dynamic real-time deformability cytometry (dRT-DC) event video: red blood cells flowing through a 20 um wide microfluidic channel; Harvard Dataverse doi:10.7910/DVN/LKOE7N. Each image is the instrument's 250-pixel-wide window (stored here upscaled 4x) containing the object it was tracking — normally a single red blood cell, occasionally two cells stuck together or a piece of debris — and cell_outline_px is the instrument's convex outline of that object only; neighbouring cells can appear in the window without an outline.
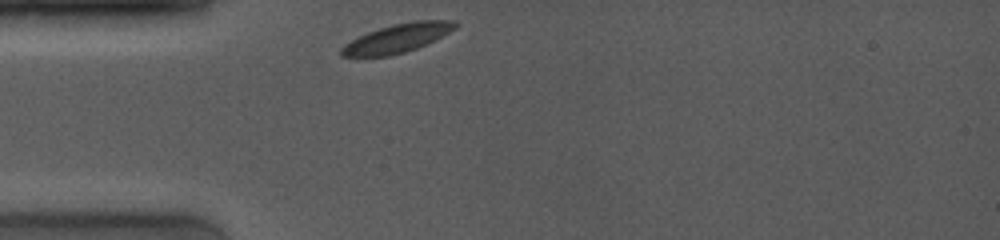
{"species": "common noctule bat (a hibernating species)", "species_latin": "Nyctalus noctula", "temperature_condition": "room temperature", "stored_images_in_passage": 33, "camera_frame_rate_fps": 4000, "um_per_image_px": 0.085, "animal": {"sex": "female", "body_mass_g": 19.0, "forearm_length_mm": 53.3}, "frame": {"image": 1, "passage_image": 1, "time_ms": 0.0, "image_size_px": [1000, 240], "cell_outline_px": [[456, 28], [416, 48], [404, 52], [388, 56], [340, 56], [340, 48], [344, 44], [368, 32], [380, 28], [396, 24], [416, 20], [456, 20]], "centroid_in_image_um": [33.74, 3.25], "position_along_channel_um": 51.3, "area_um2": 18.5}}
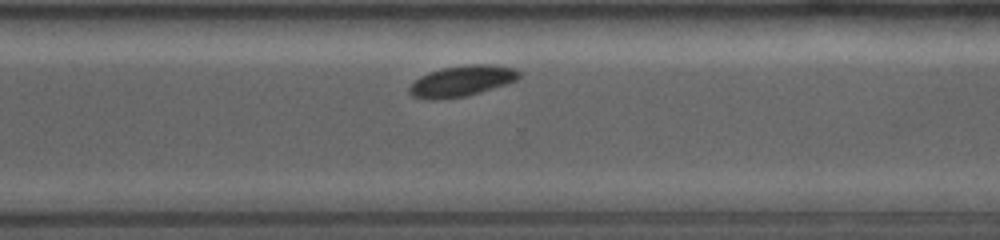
{"frame": {"image": 2, "passage_image": 26, "time_ms": 7.5, "image_size_px": [1000, 240], "cell_outline_px": [[520, 76], [516, 80], [468, 96], [436, 100], [428, 100], [412, 96], [408, 92], [408, 88], [420, 76], [428, 72], [444, 68], [468, 64], [488, 64], [516, 68], [520, 72]], "centroid_in_image_um": [39.22, 6.89], "position_along_channel_um": 331.4, "area_um2": 19.71}}
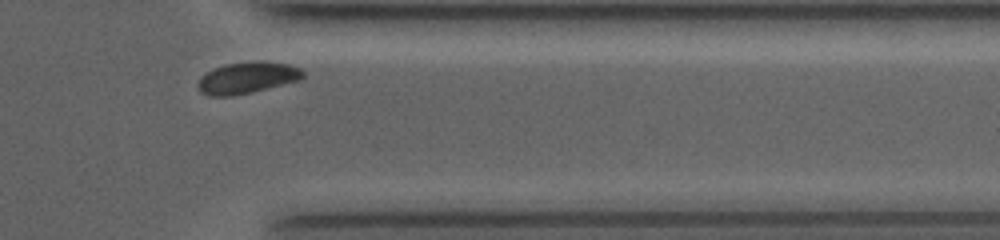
{"frame": {"image": 3, "passage_image": 31, "time_ms": 9.0, "image_size_px": [1000, 240], "cell_outline_px": [[304, 76], [300, 80], [252, 92], [232, 96], [208, 96], [200, 92], [200, 76], [212, 68], [224, 64], [288, 64], [300, 68], [304, 72]], "centroid_in_image_um": [20.98, 6.66], "position_along_channel_um": 390.4, "area_um2": 18.44}}